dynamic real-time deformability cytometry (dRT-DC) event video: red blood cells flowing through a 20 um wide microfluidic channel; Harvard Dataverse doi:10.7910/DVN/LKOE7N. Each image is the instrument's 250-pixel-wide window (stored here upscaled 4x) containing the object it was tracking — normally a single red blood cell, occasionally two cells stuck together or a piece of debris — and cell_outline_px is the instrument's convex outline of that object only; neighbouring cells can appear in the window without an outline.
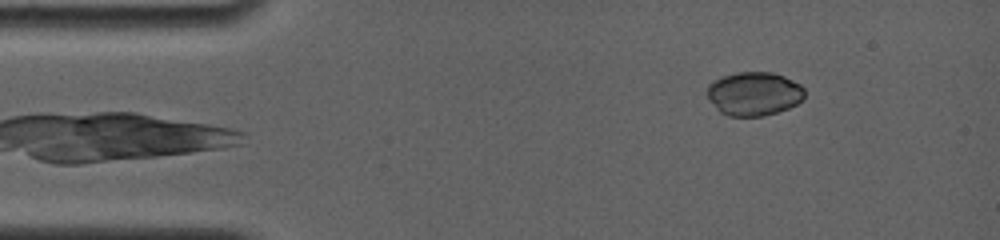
{"species": "common noctule bat (a hibernating species)", "species_latin": "Nyctalus noctula", "temperature_condition": "room temperature", "stored_images_in_passage": 55, "camera_frame_rate_fps": 4000, "um_per_image_px": 0.085, "animal": {"sex": "female", "body_mass_g": 19.0, "forearm_length_mm": 56.7}, "frame": {"image": 1, "passage_image": 5, "time_ms": 2.0, "image_size_px": [1000, 240], "cell_outline_px": [[804, 100], [788, 108], [764, 116], [728, 116], [720, 112], [708, 100], [704, 92], [708, 84], [712, 80], [720, 76], [736, 72], [772, 72], [784, 76], [800, 84], [804, 88]], "centroid_in_image_um": [64.04, 7.96], "position_along_channel_um": 21.0, "area_um2": 25.32}}
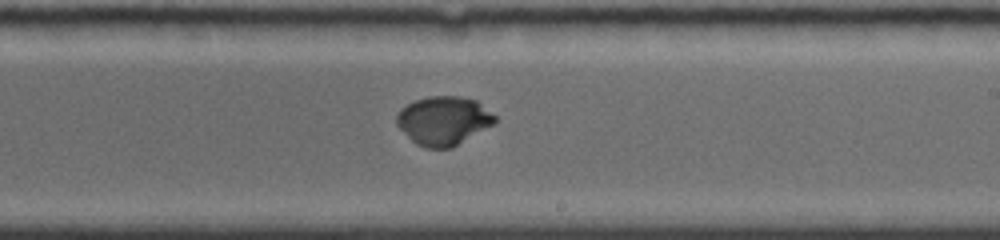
{"frame": {"image": 2, "passage_image": 36, "time_ms": 9.75, "image_size_px": [1000, 240], "cell_outline_px": [[496, 120], [492, 124], [452, 148], [424, 148], [416, 144], [396, 124], [396, 116], [400, 108], [416, 100], [428, 96], [460, 96], [476, 100], [496, 116]], "centroid_in_image_um": [37.68, 10.25], "position_along_channel_um": 251.3, "area_um2": 27.69}}
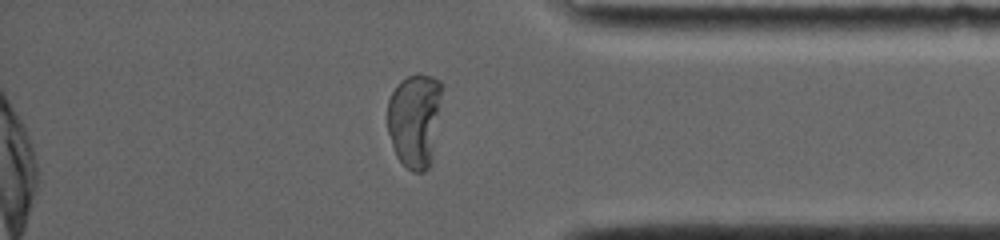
{"frame": {"image": 3, "passage_image": 54, "time_ms": 13.75, "image_size_px": [1000, 240], "cell_outline_px": [[440, 96], [432, 156], [428, 168], [424, 172], [412, 172], [396, 156], [388, 132], [388, 100], [392, 92], [400, 80], [408, 76], [432, 76], [440, 80]], "centroid_in_image_um": [35.21, 10.22], "position_along_channel_um": 400.0, "area_um2": 29.13}, "authors_computed_cell_mechanics": {"area_um2": 27.9752, "velocity_mm_per_s": 3.8491, "shape_relaxation_time_tau1_ms": 7.5329, "shape_relaxation_time_tau2_ms": null, "deformation_change_tau1": 0.3135, "deformation_change_tau2": null}}